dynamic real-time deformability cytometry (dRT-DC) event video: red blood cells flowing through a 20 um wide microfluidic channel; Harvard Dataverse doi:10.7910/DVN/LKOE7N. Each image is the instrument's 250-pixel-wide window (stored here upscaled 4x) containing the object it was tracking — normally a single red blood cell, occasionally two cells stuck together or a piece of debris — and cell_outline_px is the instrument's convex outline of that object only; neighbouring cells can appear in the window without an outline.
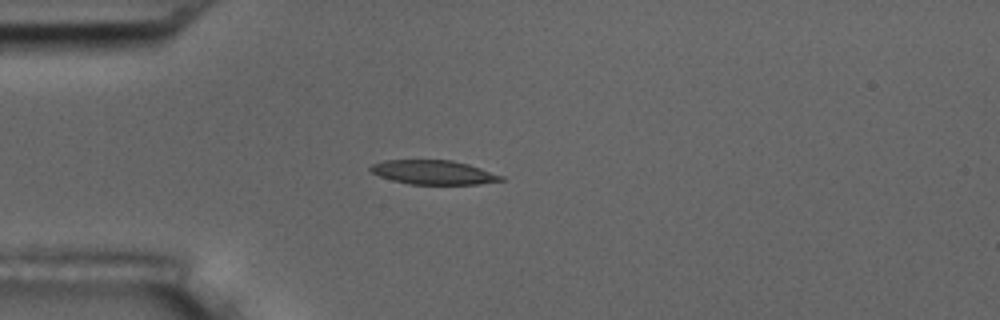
{"species": "common noctule bat (a hibernating species)", "species_latin": "Nyctalus noctula", "temperature_condition": "room temperature", "stored_images_in_passage": 42, "camera_frame_rate_fps": 3000, "um_per_image_px": 0.085, "animal": {"sex": "male", "body_mass_g": 17.5, "forearm_length_mm": 52.3}, "frame": {"image": 1, "passage_image": 1, "time_ms": 0.0, "image_size_px": [1000, 320], "cell_outline_px": [[504, 180], [480, 184], [408, 184], [392, 180], [380, 176], [372, 172], [368, 168], [372, 164], [384, 160], [452, 160], [468, 164], [504, 176]], "centroid_in_image_um": [36.84, 14.65], "position_along_channel_um": 48.2, "area_um2": 18.32}}
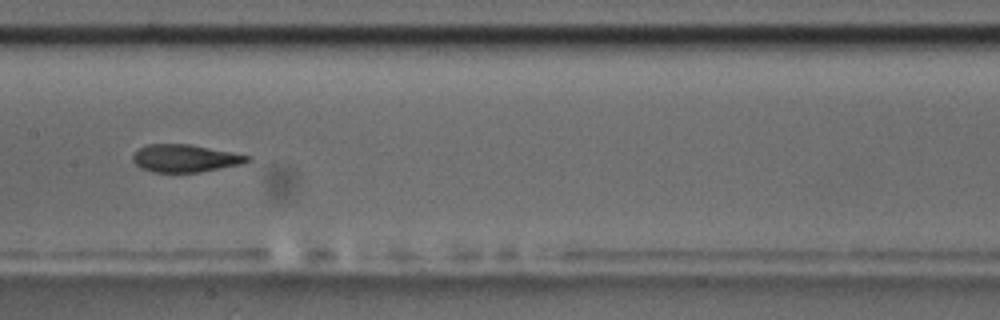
{"frame": {"image": 2, "passage_image": 14, "time_ms": 4.333, "image_size_px": [1000, 320], "cell_outline_px": [[252, 160], [244, 164], [200, 172], [152, 172], [140, 168], [132, 160], [132, 156], [140, 148], [148, 144], [188, 144], [232, 152], [252, 156]], "centroid_in_image_um": [15.77, 13.46], "position_along_channel_um": 191.6, "area_um2": 18.5}}
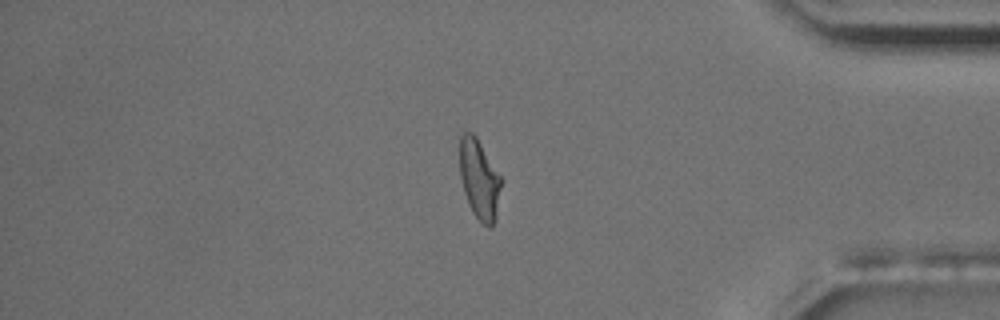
{"frame": {"image": 3, "passage_image": 33, "time_ms": 10.667, "image_size_px": [1000, 320], "cell_outline_px": [[500, 188], [496, 220], [492, 228], [488, 228], [472, 212], [468, 204], [464, 192], [460, 176], [460, 136], [464, 132], [472, 132], [476, 136], [500, 176]], "centroid_in_image_um": [40.73, 15.26], "position_along_channel_um": 394.5, "area_um2": 19.02}, "authors_computed_cell_mechanics": {"area_um2": 19.2185, "velocity_mm_per_s": 3.638, "shape_relaxation_time_tau1_ms": 3.827, "shape_relaxation_time_tau2_ms": 2.1395, "deformation_change_tau1": 0.1624, "deformation_change_tau2": 0.0837}}